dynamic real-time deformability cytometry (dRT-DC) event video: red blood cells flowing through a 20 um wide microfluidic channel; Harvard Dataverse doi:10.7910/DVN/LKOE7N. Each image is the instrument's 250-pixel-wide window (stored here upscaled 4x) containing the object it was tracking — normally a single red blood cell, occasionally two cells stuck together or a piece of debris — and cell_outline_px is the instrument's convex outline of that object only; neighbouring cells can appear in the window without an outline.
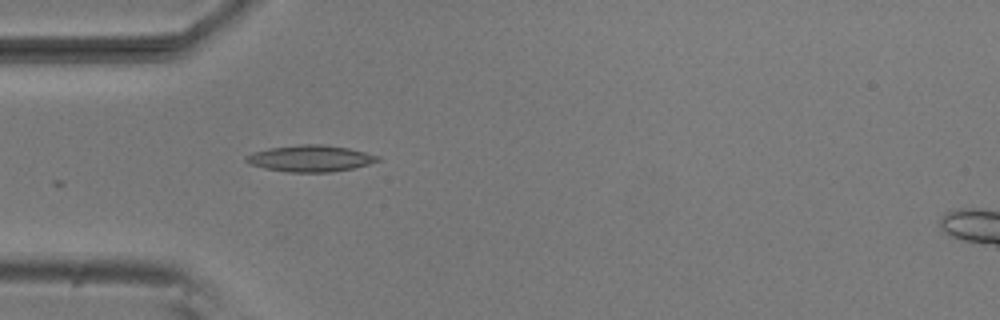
{"species": "common noctule bat (a hibernating species)", "species_latin": "Nyctalus noctula", "temperature_condition": "room temperature", "stored_images_in_passage": 6, "camera_frame_rate_fps": 3000, "um_per_image_px": 0.085, "animal": {"sex": "male", "body_mass_g": 20.5, "forearm_length_mm": 52.5}, "frame": {"image": 1, "passage_image": 1, "time_ms": 0.0, "image_size_px": [1000, 320], "cell_outline_px": [[380, 160], [368, 164], [352, 168], [332, 172], [288, 172], [264, 168], [248, 164], [244, 160], [244, 156], [252, 152], [268, 148], [300, 144], [324, 144], [348, 148], [380, 156]], "centroid_in_image_um": [26.33, 13.46], "position_along_channel_um": 58.7, "area_um2": 20.4}}
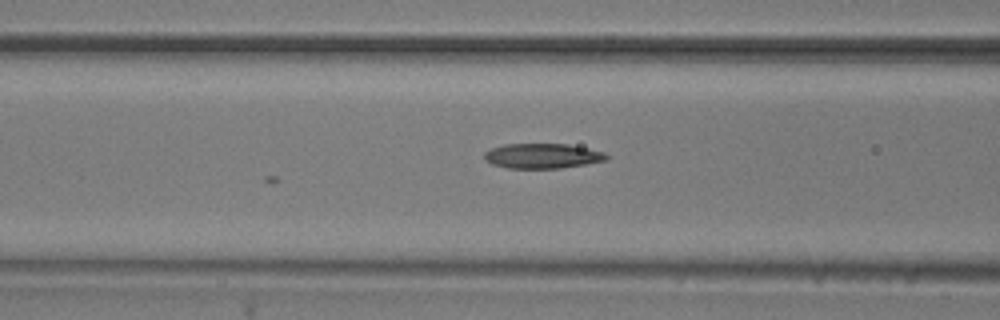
{"frame": {"image": 2, "passage_image": 6, "time_ms": 1.667, "image_size_px": [1000, 320], "cell_outline_px": [[608, 160], [560, 168], [508, 168], [492, 164], [484, 160], [484, 152], [492, 148], [504, 144], [568, 144], [604, 152], [608, 156]], "centroid_in_image_um": [46.08, 13.25], "position_along_channel_um": 120.5, "area_um2": 17.69}}